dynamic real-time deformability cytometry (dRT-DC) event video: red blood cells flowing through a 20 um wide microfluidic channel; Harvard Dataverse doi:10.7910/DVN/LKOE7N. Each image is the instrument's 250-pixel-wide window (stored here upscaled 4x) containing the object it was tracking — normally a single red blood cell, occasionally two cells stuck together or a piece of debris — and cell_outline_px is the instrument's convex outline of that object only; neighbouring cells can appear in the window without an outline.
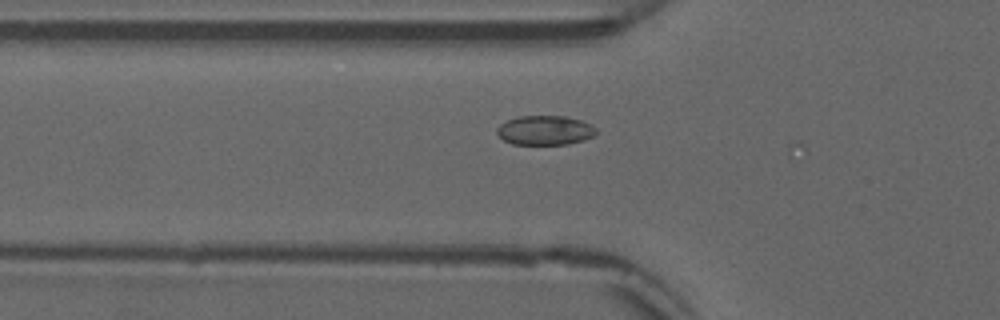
{"species": "common noctule bat (a hibernating species)", "species_latin": "Nyctalus noctula", "temperature_condition": "warm", "stored_images_in_passage": 29, "camera_frame_rate_fps": 3000, "um_per_image_px": 0.085, "animal": {"sex": "male", "forearm_length_mm": 52.5}, "frame": {"image": 1, "passage_image": 19, "time_ms": 6.0, "image_size_px": [1000, 320], "cell_outline_px": [[596, 132], [592, 136], [584, 140], [568, 144], [512, 144], [504, 140], [496, 132], [496, 128], [500, 124], [508, 120], [520, 116], [564, 116], [580, 120], [596, 128]], "centroid_in_image_um": [46.3, 11.08], "position_along_channel_um": 79.5, "area_um2": 16.82}}
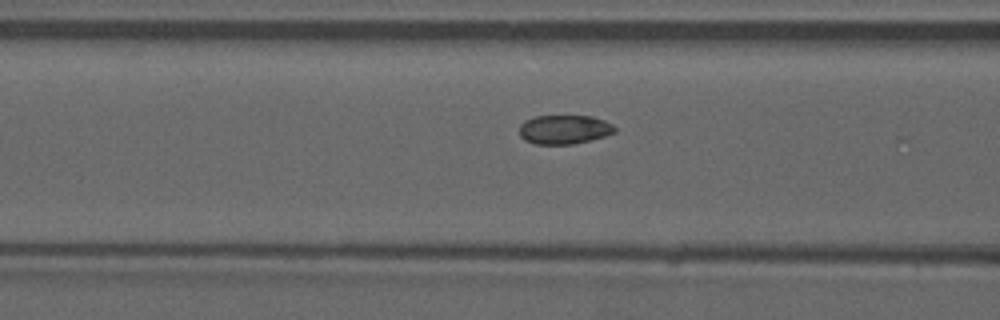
{"frame": {"image": 2, "passage_image": 22, "time_ms": 7.0, "image_size_px": [1000, 320], "cell_outline_px": [[616, 132], [604, 136], [572, 144], [536, 144], [524, 140], [520, 136], [520, 124], [524, 120], [536, 116], [592, 116], [604, 120], [612, 124], [616, 128]], "centroid_in_image_um": [47.95, 11.0], "position_along_channel_um": 118.7, "area_um2": 16.13}}
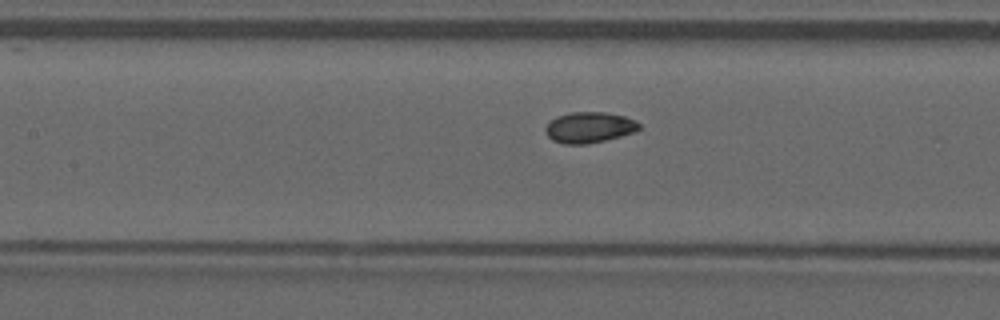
{"frame": {"image": 3, "passage_image": 25, "time_ms": 8.0, "image_size_px": [1000, 320], "cell_outline_px": [[640, 128], [636, 132], [588, 144], [564, 144], [552, 140], [544, 132], [544, 128], [556, 116], [568, 112], [604, 112], [624, 116], [636, 120], [640, 124]], "centroid_in_image_um": [50.08, 10.83], "position_along_channel_um": 157.3, "area_um2": 16.94}}